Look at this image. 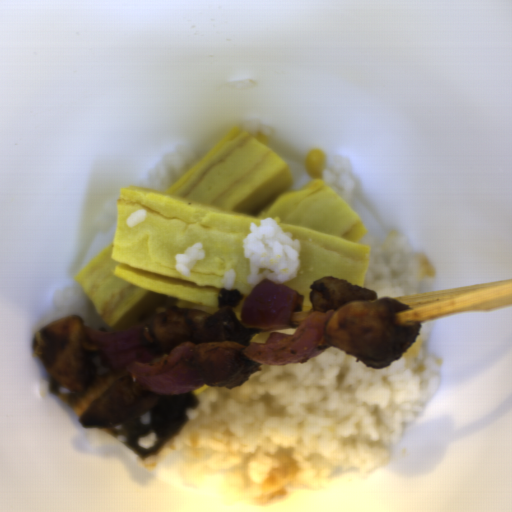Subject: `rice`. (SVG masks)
Instances as JSON below:
<instances>
[{"label": "rice", "instance_id": "obj_1", "mask_svg": "<svg viewBox=\"0 0 512 512\" xmlns=\"http://www.w3.org/2000/svg\"><path fill=\"white\" fill-rule=\"evenodd\" d=\"M432 326L422 323L411 346L379 368L332 345L307 362L260 363L233 388L210 385L185 411L184 426L159 452L138 455L139 465L153 472L175 452L177 481L194 489L217 473L225 507L316 492L337 470L382 468L404 425L438 394L442 361L428 349Z\"/></svg>", "mask_w": 512, "mask_h": 512}, {"label": "rice", "instance_id": "obj_2", "mask_svg": "<svg viewBox=\"0 0 512 512\" xmlns=\"http://www.w3.org/2000/svg\"><path fill=\"white\" fill-rule=\"evenodd\" d=\"M360 243L370 246L363 288L377 291L380 299L418 294L424 280L436 277L430 258L413 252L402 231L394 229L382 241L366 233Z\"/></svg>", "mask_w": 512, "mask_h": 512}, {"label": "rice", "instance_id": "obj_3", "mask_svg": "<svg viewBox=\"0 0 512 512\" xmlns=\"http://www.w3.org/2000/svg\"><path fill=\"white\" fill-rule=\"evenodd\" d=\"M243 252L248 261L250 284L263 279L283 284L296 277L300 265V242L292 232H285L272 218L251 223L243 239Z\"/></svg>", "mask_w": 512, "mask_h": 512}, {"label": "rice", "instance_id": "obj_4", "mask_svg": "<svg viewBox=\"0 0 512 512\" xmlns=\"http://www.w3.org/2000/svg\"><path fill=\"white\" fill-rule=\"evenodd\" d=\"M55 308L44 311L33 324L36 334L43 326L68 315H77L82 319L83 328L88 327L99 331H114L100 316L92 305L83 287L69 285L58 288L53 296Z\"/></svg>", "mask_w": 512, "mask_h": 512}, {"label": "rice", "instance_id": "obj_5", "mask_svg": "<svg viewBox=\"0 0 512 512\" xmlns=\"http://www.w3.org/2000/svg\"><path fill=\"white\" fill-rule=\"evenodd\" d=\"M202 158L195 147L178 145L146 172V188L167 190Z\"/></svg>", "mask_w": 512, "mask_h": 512}, {"label": "rice", "instance_id": "obj_6", "mask_svg": "<svg viewBox=\"0 0 512 512\" xmlns=\"http://www.w3.org/2000/svg\"><path fill=\"white\" fill-rule=\"evenodd\" d=\"M351 162L344 154H337L325 161L322 177L328 185L350 208L355 203V182L350 176Z\"/></svg>", "mask_w": 512, "mask_h": 512}, {"label": "rice", "instance_id": "obj_7", "mask_svg": "<svg viewBox=\"0 0 512 512\" xmlns=\"http://www.w3.org/2000/svg\"><path fill=\"white\" fill-rule=\"evenodd\" d=\"M205 250L202 243H195L186 248L183 254H178L175 257L174 269L184 277L192 276V266L196 261H202L205 258Z\"/></svg>", "mask_w": 512, "mask_h": 512}, {"label": "rice", "instance_id": "obj_8", "mask_svg": "<svg viewBox=\"0 0 512 512\" xmlns=\"http://www.w3.org/2000/svg\"><path fill=\"white\" fill-rule=\"evenodd\" d=\"M86 440L90 447L97 449L124 446L100 427H88Z\"/></svg>", "mask_w": 512, "mask_h": 512}, {"label": "rice", "instance_id": "obj_9", "mask_svg": "<svg viewBox=\"0 0 512 512\" xmlns=\"http://www.w3.org/2000/svg\"><path fill=\"white\" fill-rule=\"evenodd\" d=\"M254 138L258 133L268 135L273 132V127L265 124L260 118H248L241 125Z\"/></svg>", "mask_w": 512, "mask_h": 512}, {"label": "rice", "instance_id": "obj_10", "mask_svg": "<svg viewBox=\"0 0 512 512\" xmlns=\"http://www.w3.org/2000/svg\"><path fill=\"white\" fill-rule=\"evenodd\" d=\"M297 329L298 328H295V327L288 328V329H262L261 328L260 332H258L254 336H252L248 343H249V345L251 344V342L264 343L270 338V335L272 332H280L282 334L294 335L295 332L297 331Z\"/></svg>", "mask_w": 512, "mask_h": 512}, {"label": "rice", "instance_id": "obj_11", "mask_svg": "<svg viewBox=\"0 0 512 512\" xmlns=\"http://www.w3.org/2000/svg\"><path fill=\"white\" fill-rule=\"evenodd\" d=\"M158 437L156 432H149L145 435H141L137 437L136 443L140 447H143L145 449L154 448L157 444Z\"/></svg>", "mask_w": 512, "mask_h": 512}, {"label": "rice", "instance_id": "obj_12", "mask_svg": "<svg viewBox=\"0 0 512 512\" xmlns=\"http://www.w3.org/2000/svg\"><path fill=\"white\" fill-rule=\"evenodd\" d=\"M176 304H177V302L168 299L166 302H164L160 307H158L153 313H151L147 318H145L138 325H141L143 323H151V325H152V323L157 315L168 311L170 307H176Z\"/></svg>", "mask_w": 512, "mask_h": 512}, {"label": "rice", "instance_id": "obj_13", "mask_svg": "<svg viewBox=\"0 0 512 512\" xmlns=\"http://www.w3.org/2000/svg\"><path fill=\"white\" fill-rule=\"evenodd\" d=\"M147 217V211L146 209H141L139 211H136L134 212L133 214H131L130 216H128L125 220L126 224L128 227H134L135 225L141 223L142 221L145 220V218Z\"/></svg>", "mask_w": 512, "mask_h": 512}, {"label": "rice", "instance_id": "obj_14", "mask_svg": "<svg viewBox=\"0 0 512 512\" xmlns=\"http://www.w3.org/2000/svg\"><path fill=\"white\" fill-rule=\"evenodd\" d=\"M235 278H236V271L234 269H229L227 271H225L224 275H223V279H222V288H224L225 290H232L233 286H234V282H235Z\"/></svg>", "mask_w": 512, "mask_h": 512}, {"label": "rice", "instance_id": "obj_15", "mask_svg": "<svg viewBox=\"0 0 512 512\" xmlns=\"http://www.w3.org/2000/svg\"><path fill=\"white\" fill-rule=\"evenodd\" d=\"M140 418H141V421L143 423H149L150 419H151V410L146 412L145 414L143 415H140Z\"/></svg>", "mask_w": 512, "mask_h": 512}]
</instances>
